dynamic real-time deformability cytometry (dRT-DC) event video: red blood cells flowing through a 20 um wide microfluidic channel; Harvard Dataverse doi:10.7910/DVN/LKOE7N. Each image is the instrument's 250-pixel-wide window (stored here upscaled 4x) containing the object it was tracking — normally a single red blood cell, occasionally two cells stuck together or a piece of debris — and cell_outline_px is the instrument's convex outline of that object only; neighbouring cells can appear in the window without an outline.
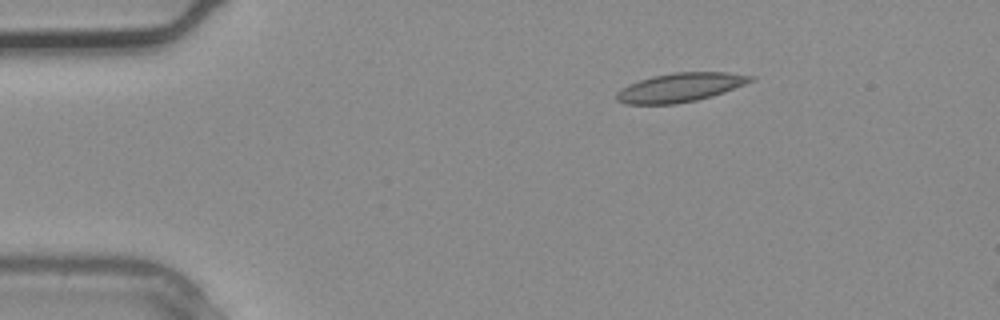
{"species": "common noctule bat (a hibernating species)", "species_latin": "Nyctalus noctula", "temperature_condition": "warm", "stored_images_in_passage": 4, "segment_of_instrument_passage": [1, 2], "camera_frame_rate_fps": 3000, "um_per_image_px": 0.085, "animal": {"sex": "male", "body_mass_g": 20.4}, "frame": {"image": 1, "passage_image": 2, "time_ms": 0.333, "image_size_px": [1000, 320], "cell_outline_px": [[756, 80], [724, 92], [712, 96], [696, 100], [676, 104], [624, 104], [616, 100], [616, 92], [620, 88], [628, 84], [652, 76], [672, 72], [724, 72], [756, 76]], "centroid_in_image_um": [57.81, 7.43], "position_along_channel_um": 27.2, "area_um2": 22.77}}